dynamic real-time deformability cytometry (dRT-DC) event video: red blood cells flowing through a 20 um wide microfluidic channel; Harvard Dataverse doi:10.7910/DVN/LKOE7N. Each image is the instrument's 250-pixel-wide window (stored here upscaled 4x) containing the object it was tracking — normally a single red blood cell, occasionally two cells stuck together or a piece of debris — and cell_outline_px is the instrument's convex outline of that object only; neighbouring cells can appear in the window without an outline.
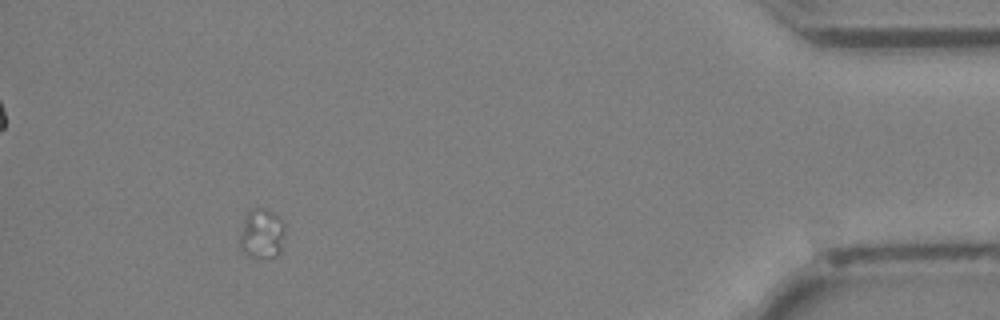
{"species": "Egyptian fruit bat (a non-hibernating species)", "species_latin": "Rousettus aegyptiacus", "temperature_condition": "cold", "stored_images_in_passage": 40, "segment_of_instrument_passage": [1, 2], "camera_frame_rate_fps": 3000, "um_per_image_px": 0.085, "animal": {"sex": "female"}, "frame": {"image": 1, "passage_image": 36, "time_ms": 11.667, "image_size_px": [1000, 320], "cell_outline_px": [[284, 232], [280, 252], [276, 256], [248, 256], [240, 248], [240, 236], [244, 216], [252, 208], [264, 208], [272, 212], [284, 224]], "centroid_in_image_um": [22.23, 19.84], "position_along_channel_um": 413.0, "area_um2": 12.83}}